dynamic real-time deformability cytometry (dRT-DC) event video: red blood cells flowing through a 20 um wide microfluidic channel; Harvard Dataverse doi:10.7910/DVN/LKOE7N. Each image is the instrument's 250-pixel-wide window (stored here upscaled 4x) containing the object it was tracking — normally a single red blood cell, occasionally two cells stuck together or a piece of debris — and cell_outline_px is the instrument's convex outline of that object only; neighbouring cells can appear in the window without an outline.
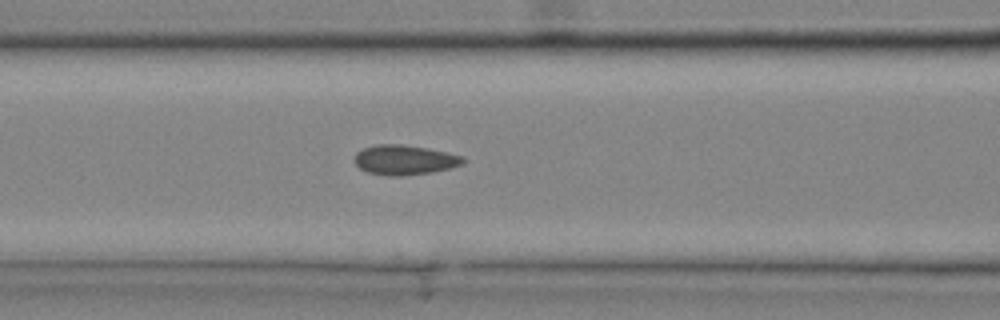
{"species": "common noctule bat (a hibernating species)", "species_latin": "Nyctalus noctula", "temperature_condition": "cold", "stored_images_in_passage": 30, "camera_frame_rate_fps": 3000, "um_per_image_px": 0.085, "animal": {"sex": "male", "body_mass_g": 20.4}, "frame": {"image": 1, "passage_image": 13, "time_ms": 4.0, "image_size_px": [1000, 320], "cell_outline_px": [[468, 160], [464, 164], [432, 172], [400, 176], [384, 176], [368, 172], [360, 168], [352, 160], [356, 152], [364, 148], [376, 144], [404, 144], [428, 148], [464, 156]], "centroid_in_image_um": [34.39, 13.59], "position_along_channel_um": 132.2, "area_um2": 19.13}}